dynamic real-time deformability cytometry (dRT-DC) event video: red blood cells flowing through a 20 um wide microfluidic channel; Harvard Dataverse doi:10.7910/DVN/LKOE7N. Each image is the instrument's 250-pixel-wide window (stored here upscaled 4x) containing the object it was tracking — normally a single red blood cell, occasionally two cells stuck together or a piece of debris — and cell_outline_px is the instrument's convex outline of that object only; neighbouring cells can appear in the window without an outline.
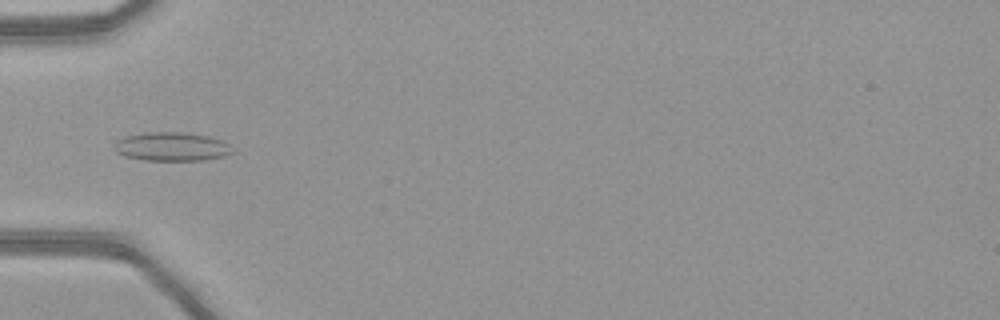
{"species": "common noctule bat (a hibernating species)", "species_latin": "Nyctalus noctula", "temperature_condition": "warm", "stored_images_in_passage": 34, "camera_frame_rate_fps": 3000, "um_per_image_px": 0.085, "animal": {"sex": "female", "body_mass_g": 21.9}, "frame": {"image": 1, "passage_image": 1, "time_ms": 0.0, "image_size_px": [1000, 320], "cell_outline_px": [[236, 152], [224, 156], [204, 160], [144, 160], [124, 156], [116, 152], [112, 148], [112, 144], [116, 140], [124, 136], [144, 132], [184, 132], [208, 136], [220, 140], [228, 144]], "centroid_in_image_um": [14.55, 12.46], "position_along_channel_um": 70.5, "area_um2": 20.06}}
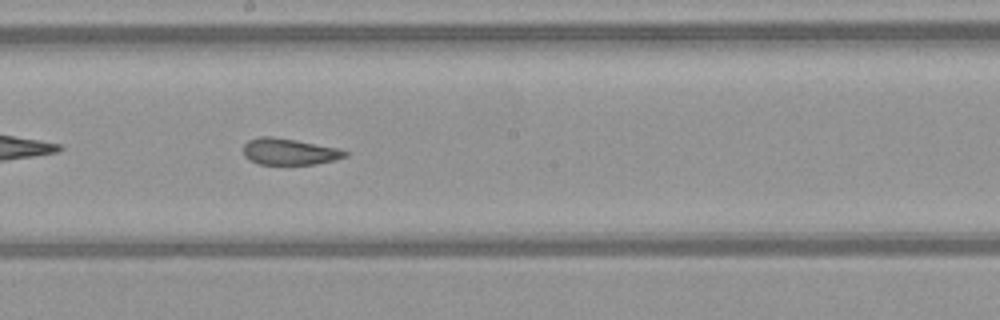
{"frame": {"image": 2, "passage_image": 12, "time_ms": 3.667, "image_size_px": [1000, 320], "cell_outline_px": [[348, 156], [336, 160], [316, 164], [260, 164], [248, 160], [244, 156], [244, 144], [248, 140], [260, 136], [272, 136], [296, 140], [340, 148], [348, 152]], "centroid_in_image_um": [24.61, 12.89], "position_along_channel_um": 223.6, "area_um2": 15.84}}
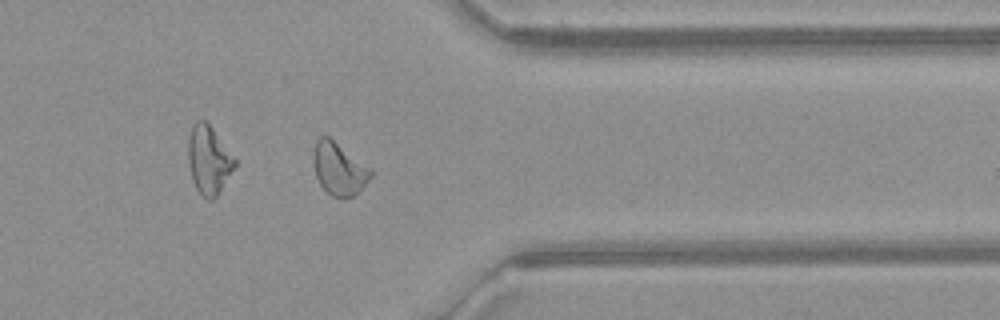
{"frame": {"image": 3, "passage_image": 24, "time_ms": 7.667, "image_size_px": [1000, 320], "cell_outline_px": [[372, 176], [352, 196], [332, 196], [320, 184], [316, 176], [312, 160], [312, 152], [316, 140], [320, 136], [328, 136], [372, 168]], "centroid_in_image_um": [28.78, 14.29], "position_along_channel_um": 382.6, "area_um2": 17.34}, "authors_computed_cell_mechanics": {"area_um2": 16.7331, "velocity_mm_per_s": 4.1533, "shape_relaxation_time_tau1_ms": null, "shape_relaxation_time_tau2_ms": 1.7185, "deformation_change_tau1": null, "deformation_change_tau2": 0.0652}}